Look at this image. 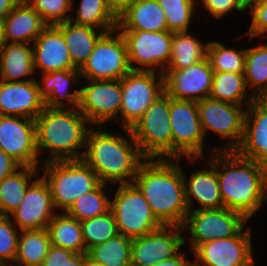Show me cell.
Masks as SVG:
<instances>
[{"instance_id": "cell-51", "label": "cell", "mask_w": 267, "mask_h": 266, "mask_svg": "<svg viewBox=\"0 0 267 266\" xmlns=\"http://www.w3.org/2000/svg\"><path fill=\"white\" fill-rule=\"evenodd\" d=\"M255 0H242V2L248 7Z\"/></svg>"}, {"instance_id": "cell-31", "label": "cell", "mask_w": 267, "mask_h": 266, "mask_svg": "<svg viewBox=\"0 0 267 266\" xmlns=\"http://www.w3.org/2000/svg\"><path fill=\"white\" fill-rule=\"evenodd\" d=\"M187 31L172 32L171 57L165 70H181L195 65L207 56V43Z\"/></svg>"}, {"instance_id": "cell-11", "label": "cell", "mask_w": 267, "mask_h": 266, "mask_svg": "<svg viewBox=\"0 0 267 266\" xmlns=\"http://www.w3.org/2000/svg\"><path fill=\"white\" fill-rule=\"evenodd\" d=\"M170 124L173 139V159L187 157L195 163L203 158L204 133L197 102L170 97Z\"/></svg>"}, {"instance_id": "cell-48", "label": "cell", "mask_w": 267, "mask_h": 266, "mask_svg": "<svg viewBox=\"0 0 267 266\" xmlns=\"http://www.w3.org/2000/svg\"><path fill=\"white\" fill-rule=\"evenodd\" d=\"M135 1L136 0H108L117 15Z\"/></svg>"}, {"instance_id": "cell-8", "label": "cell", "mask_w": 267, "mask_h": 266, "mask_svg": "<svg viewBox=\"0 0 267 266\" xmlns=\"http://www.w3.org/2000/svg\"><path fill=\"white\" fill-rule=\"evenodd\" d=\"M114 196L110 210L114 214L119 234L134 239L163 226L133 183L119 184Z\"/></svg>"}, {"instance_id": "cell-21", "label": "cell", "mask_w": 267, "mask_h": 266, "mask_svg": "<svg viewBox=\"0 0 267 266\" xmlns=\"http://www.w3.org/2000/svg\"><path fill=\"white\" fill-rule=\"evenodd\" d=\"M37 80L9 82L0 80V115L35 118L44 110Z\"/></svg>"}, {"instance_id": "cell-42", "label": "cell", "mask_w": 267, "mask_h": 266, "mask_svg": "<svg viewBox=\"0 0 267 266\" xmlns=\"http://www.w3.org/2000/svg\"><path fill=\"white\" fill-rule=\"evenodd\" d=\"M86 253H74L51 244L48 253L40 266H81Z\"/></svg>"}, {"instance_id": "cell-32", "label": "cell", "mask_w": 267, "mask_h": 266, "mask_svg": "<svg viewBox=\"0 0 267 266\" xmlns=\"http://www.w3.org/2000/svg\"><path fill=\"white\" fill-rule=\"evenodd\" d=\"M57 212L47 227L51 244L74 253H86L81 222L65 212Z\"/></svg>"}, {"instance_id": "cell-39", "label": "cell", "mask_w": 267, "mask_h": 266, "mask_svg": "<svg viewBox=\"0 0 267 266\" xmlns=\"http://www.w3.org/2000/svg\"><path fill=\"white\" fill-rule=\"evenodd\" d=\"M165 12L167 31H187L191 24L197 0H158Z\"/></svg>"}, {"instance_id": "cell-50", "label": "cell", "mask_w": 267, "mask_h": 266, "mask_svg": "<svg viewBox=\"0 0 267 266\" xmlns=\"http://www.w3.org/2000/svg\"><path fill=\"white\" fill-rule=\"evenodd\" d=\"M5 43L4 22L0 19V49Z\"/></svg>"}, {"instance_id": "cell-45", "label": "cell", "mask_w": 267, "mask_h": 266, "mask_svg": "<svg viewBox=\"0 0 267 266\" xmlns=\"http://www.w3.org/2000/svg\"><path fill=\"white\" fill-rule=\"evenodd\" d=\"M20 165L0 149V181L16 171Z\"/></svg>"}, {"instance_id": "cell-16", "label": "cell", "mask_w": 267, "mask_h": 266, "mask_svg": "<svg viewBox=\"0 0 267 266\" xmlns=\"http://www.w3.org/2000/svg\"><path fill=\"white\" fill-rule=\"evenodd\" d=\"M22 120V121H21ZM0 149L20 166L40 167L36 147L35 120L0 115Z\"/></svg>"}, {"instance_id": "cell-30", "label": "cell", "mask_w": 267, "mask_h": 266, "mask_svg": "<svg viewBox=\"0 0 267 266\" xmlns=\"http://www.w3.org/2000/svg\"><path fill=\"white\" fill-rule=\"evenodd\" d=\"M244 77L250 94L267 110L266 44L246 48Z\"/></svg>"}, {"instance_id": "cell-41", "label": "cell", "mask_w": 267, "mask_h": 266, "mask_svg": "<svg viewBox=\"0 0 267 266\" xmlns=\"http://www.w3.org/2000/svg\"><path fill=\"white\" fill-rule=\"evenodd\" d=\"M19 231L12 223L10 216L0 215V266L13 265L17 253Z\"/></svg>"}, {"instance_id": "cell-24", "label": "cell", "mask_w": 267, "mask_h": 266, "mask_svg": "<svg viewBox=\"0 0 267 266\" xmlns=\"http://www.w3.org/2000/svg\"><path fill=\"white\" fill-rule=\"evenodd\" d=\"M118 30H167L165 12L158 0H136L118 14Z\"/></svg>"}, {"instance_id": "cell-2", "label": "cell", "mask_w": 267, "mask_h": 266, "mask_svg": "<svg viewBox=\"0 0 267 266\" xmlns=\"http://www.w3.org/2000/svg\"><path fill=\"white\" fill-rule=\"evenodd\" d=\"M180 159L147 158L132 182L163 226L182 227L189 212Z\"/></svg>"}, {"instance_id": "cell-6", "label": "cell", "mask_w": 267, "mask_h": 266, "mask_svg": "<svg viewBox=\"0 0 267 266\" xmlns=\"http://www.w3.org/2000/svg\"><path fill=\"white\" fill-rule=\"evenodd\" d=\"M39 169L47 182L55 210L66 212L81 195L96 189L102 182L82 160L46 162Z\"/></svg>"}, {"instance_id": "cell-37", "label": "cell", "mask_w": 267, "mask_h": 266, "mask_svg": "<svg viewBox=\"0 0 267 266\" xmlns=\"http://www.w3.org/2000/svg\"><path fill=\"white\" fill-rule=\"evenodd\" d=\"M214 72L244 73L246 49L237 51L220 42H207V56Z\"/></svg>"}, {"instance_id": "cell-29", "label": "cell", "mask_w": 267, "mask_h": 266, "mask_svg": "<svg viewBox=\"0 0 267 266\" xmlns=\"http://www.w3.org/2000/svg\"><path fill=\"white\" fill-rule=\"evenodd\" d=\"M20 170V171H19ZM39 167L20 166L0 181V215L10 216L21 204L27 188L39 177Z\"/></svg>"}, {"instance_id": "cell-35", "label": "cell", "mask_w": 267, "mask_h": 266, "mask_svg": "<svg viewBox=\"0 0 267 266\" xmlns=\"http://www.w3.org/2000/svg\"><path fill=\"white\" fill-rule=\"evenodd\" d=\"M132 239L117 234L108 241L93 246L87 256L103 266H131Z\"/></svg>"}, {"instance_id": "cell-14", "label": "cell", "mask_w": 267, "mask_h": 266, "mask_svg": "<svg viewBox=\"0 0 267 266\" xmlns=\"http://www.w3.org/2000/svg\"><path fill=\"white\" fill-rule=\"evenodd\" d=\"M89 84L80 88L78 110L92 126L117 121L122 105V87L120 80H89Z\"/></svg>"}, {"instance_id": "cell-36", "label": "cell", "mask_w": 267, "mask_h": 266, "mask_svg": "<svg viewBox=\"0 0 267 266\" xmlns=\"http://www.w3.org/2000/svg\"><path fill=\"white\" fill-rule=\"evenodd\" d=\"M106 185L101 183L96 189L81 195L65 213L81 222L110 211L111 199L104 192Z\"/></svg>"}, {"instance_id": "cell-18", "label": "cell", "mask_w": 267, "mask_h": 266, "mask_svg": "<svg viewBox=\"0 0 267 266\" xmlns=\"http://www.w3.org/2000/svg\"><path fill=\"white\" fill-rule=\"evenodd\" d=\"M213 73L207 57L181 70H165L163 72L164 91L174 99L198 102L209 97Z\"/></svg>"}, {"instance_id": "cell-15", "label": "cell", "mask_w": 267, "mask_h": 266, "mask_svg": "<svg viewBox=\"0 0 267 266\" xmlns=\"http://www.w3.org/2000/svg\"><path fill=\"white\" fill-rule=\"evenodd\" d=\"M193 252V266H255L249 227L236 236L202 243Z\"/></svg>"}, {"instance_id": "cell-46", "label": "cell", "mask_w": 267, "mask_h": 266, "mask_svg": "<svg viewBox=\"0 0 267 266\" xmlns=\"http://www.w3.org/2000/svg\"><path fill=\"white\" fill-rule=\"evenodd\" d=\"M154 266H193L192 260H186L185 252H179L177 255L163 260Z\"/></svg>"}, {"instance_id": "cell-26", "label": "cell", "mask_w": 267, "mask_h": 266, "mask_svg": "<svg viewBox=\"0 0 267 266\" xmlns=\"http://www.w3.org/2000/svg\"><path fill=\"white\" fill-rule=\"evenodd\" d=\"M29 75H35L32 44L5 43L0 49V80L9 82L37 80L36 77L22 79Z\"/></svg>"}, {"instance_id": "cell-13", "label": "cell", "mask_w": 267, "mask_h": 266, "mask_svg": "<svg viewBox=\"0 0 267 266\" xmlns=\"http://www.w3.org/2000/svg\"><path fill=\"white\" fill-rule=\"evenodd\" d=\"M119 31L127 45L128 62L131 70L155 72L160 67L159 73L163 74L171 57V31Z\"/></svg>"}, {"instance_id": "cell-33", "label": "cell", "mask_w": 267, "mask_h": 266, "mask_svg": "<svg viewBox=\"0 0 267 266\" xmlns=\"http://www.w3.org/2000/svg\"><path fill=\"white\" fill-rule=\"evenodd\" d=\"M50 246L47 228L20 231L17 253L12 266H40Z\"/></svg>"}, {"instance_id": "cell-20", "label": "cell", "mask_w": 267, "mask_h": 266, "mask_svg": "<svg viewBox=\"0 0 267 266\" xmlns=\"http://www.w3.org/2000/svg\"><path fill=\"white\" fill-rule=\"evenodd\" d=\"M32 48L37 73L76 69L63 34L55 25H47L32 43Z\"/></svg>"}, {"instance_id": "cell-5", "label": "cell", "mask_w": 267, "mask_h": 266, "mask_svg": "<svg viewBox=\"0 0 267 266\" xmlns=\"http://www.w3.org/2000/svg\"><path fill=\"white\" fill-rule=\"evenodd\" d=\"M88 124L78 108L45 107L35 118L38 155L44 149L49 152L48 158L40 160V163L82 159L90 129Z\"/></svg>"}, {"instance_id": "cell-44", "label": "cell", "mask_w": 267, "mask_h": 266, "mask_svg": "<svg viewBox=\"0 0 267 266\" xmlns=\"http://www.w3.org/2000/svg\"><path fill=\"white\" fill-rule=\"evenodd\" d=\"M197 2H201V5L203 3L207 12L217 19L222 18L233 10L243 12L247 9L242 0H201Z\"/></svg>"}, {"instance_id": "cell-43", "label": "cell", "mask_w": 267, "mask_h": 266, "mask_svg": "<svg viewBox=\"0 0 267 266\" xmlns=\"http://www.w3.org/2000/svg\"><path fill=\"white\" fill-rule=\"evenodd\" d=\"M247 8L252 21L246 34L250 39L263 37L267 33V0H255Z\"/></svg>"}, {"instance_id": "cell-34", "label": "cell", "mask_w": 267, "mask_h": 266, "mask_svg": "<svg viewBox=\"0 0 267 266\" xmlns=\"http://www.w3.org/2000/svg\"><path fill=\"white\" fill-rule=\"evenodd\" d=\"M80 5L75 11V20L69 21L75 25L89 26L101 30L117 29L118 15L112 9L108 0H80Z\"/></svg>"}, {"instance_id": "cell-38", "label": "cell", "mask_w": 267, "mask_h": 266, "mask_svg": "<svg viewBox=\"0 0 267 266\" xmlns=\"http://www.w3.org/2000/svg\"><path fill=\"white\" fill-rule=\"evenodd\" d=\"M81 228L86 253L91 247L102 244L119 234L111 210L101 216L81 221Z\"/></svg>"}, {"instance_id": "cell-1", "label": "cell", "mask_w": 267, "mask_h": 266, "mask_svg": "<svg viewBox=\"0 0 267 266\" xmlns=\"http://www.w3.org/2000/svg\"><path fill=\"white\" fill-rule=\"evenodd\" d=\"M210 154L223 206L251 218L267 201V137L252 149Z\"/></svg>"}, {"instance_id": "cell-47", "label": "cell", "mask_w": 267, "mask_h": 266, "mask_svg": "<svg viewBox=\"0 0 267 266\" xmlns=\"http://www.w3.org/2000/svg\"><path fill=\"white\" fill-rule=\"evenodd\" d=\"M21 0H0V19L3 20Z\"/></svg>"}, {"instance_id": "cell-49", "label": "cell", "mask_w": 267, "mask_h": 266, "mask_svg": "<svg viewBox=\"0 0 267 266\" xmlns=\"http://www.w3.org/2000/svg\"><path fill=\"white\" fill-rule=\"evenodd\" d=\"M81 266H103L95 261H93L91 258H89L87 255L84 257Z\"/></svg>"}, {"instance_id": "cell-9", "label": "cell", "mask_w": 267, "mask_h": 266, "mask_svg": "<svg viewBox=\"0 0 267 266\" xmlns=\"http://www.w3.org/2000/svg\"><path fill=\"white\" fill-rule=\"evenodd\" d=\"M157 76V77H156ZM158 78V80H157ZM122 105L120 123L122 129H130L164 91V76L156 71L131 70L121 79Z\"/></svg>"}, {"instance_id": "cell-25", "label": "cell", "mask_w": 267, "mask_h": 266, "mask_svg": "<svg viewBox=\"0 0 267 266\" xmlns=\"http://www.w3.org/2000/svg\"><path fill=\"white\" fill-rule=\"evenodd\" d=\"M3 22L6 43L32 44L47 26L25 0H21Z\"/></svg>"}, {"instance_id": "cell-22", "label": "cell", "mask_w": 267, "mask_h": 266, "mask_svg": "<svg viewBox=\"0 0 267 266\" xmlns=\"http://www.w3.org/2000/svg\"><path fill=\"white\" fill-rule=\"evenodd\" d=\"M42 76V84L37 80V85L45 107L78 108L80 89L68 91L72 82H77V80L81 79L78 68L44 73Z\"/></svg>"}, {"instance_id": "cell-17", "label": "cell", "mask_w": 267, "mask_h": 266, "mask_svg": "<svg viewBox=\"0 0 267 266\" xmlns=\"http://www.w3.org/2000/svg\"><path fill=\"white\" fill-rule=\"evenodd\" d=\"M180 226H162L159 229L132 239L131 266H154L179 253L186 240Z\"/></svg>"}, {"instance_id": "cell-10", "label": "cell", "mask_w": 267, "mask_h": 266, "mask_svg": "<svg viewBox=\"0 0 267 266\" xmlns=\"http://www.w3.org/2000/svg\"><path fill=\"white\" fill-rule=\"evenodd\" d=\"M79 71L84 80H120L131 71L127 45L118 29L99 39Z\"/></svg>"}, {"instance_id": "cell-12", "label": "cell", "mask_w": 267, "mask_h": 266, "mask_svg": "<svg viewBox=\"0 0 267 266\" xmlns=\"http://www.w3.org/2000/svg\"><path fill=\"white\" fill-rule=\"evenodd\" d=\"M246 221L248 219L243 214L225 207L190 209L182 228H188L189 241L194 250L202 243L236 236L244 228Z\"/></svg>"}, {"instance_id": "cell-7", "label": "cell", "mask_w": 267, "mask_h": 266, "mask_svg": "<svg viewBox=\"0 0 267 266\" xmlns=\"http://www.w3.org/2000/svg\"><path fill=\"white\" fill-rule=\"evenodd\" d=\"M130 130L146 158L173 159L170 97L166 93L145 110Z\"/></svg>"}, {"instance_id": "cell-40", "label": "cell", "mask_w": 267, "mask_h": 266, "mask_svg": "<svg viewBox=\"0 0 267 266\" xmlns=\"http://www.w3.org/2000/svg\"><path fill=\"white\" fill-rule=\"evenodd\" d=\"M47 25L69 21L74 0H25ZM67 12H69L67 14Z\"/></svg>"}, {"instance_id": "cell-23", "label": "cell", "mask_w": 267, "mask_h": 266, "mask_svg": "<svg viewBox=\"0 0 267 266\" xmlns=\"http://www.w3.org/2000/svg\"><path fill=\"white\" fill-rule=\"evenodd\" d=\"M205 160L210 170L201 169L194 171L190 173L189 180L186 179L187 177L183 172L185 199L189 210L195 200L201 205L199 208L195 209L224 208L220 196L216 169L207 159Z\"/></svg>"}, {"instance_id": "cell-4", "label": "cell", "mask_w": 267, "mask_h": 266, "mask_svg": "<svg viewBox=\"0 0 267 266\" xmlns=\"http://www.w3.org/2000/svg\"><path fill=\"white\" fill-rule=\"evenodd\" d=\"M122 135L90 128L86 135L82 160L102 183H132L140 165L147 159L140 151L130 129Z\"/></svg>"}, {"instance_id": "cell-19", "label": "cell", "mask_w": 267, "mask_h": 266, "mask_svg": "<svg viewBox=\"0 0 267 266\" xmlns=\"http://www.w3.org/2000/svg\"><path fill=\"white\" fill-rule=\"evenodd\" d=\"M53 209L55 207L50 188L40 176L27 188L21 204L11 216L20 231L45 229L57 214Z\"/></svg>"}, {"instance_id": "cell-28", "label": "cell", "mask_w": 267, "mask_h": 266, "mask_svg": "<svg viewBox=\"0 0 267 266\" xmlns=\"http://www.w3.org/2000/svg\"><path fill=\"white\" fill-rule=\"evenodd\" d=\"M63 34L73 65L80 69L87 61L99 39L107 32L89 26L75 25L71 21L55 25Z\"/></svg>"}, {"instance_id": "cell-27", "label": "cell", "mask_w": 267, "mask_h": 266, "mask_svg": "<svg viewBox=\"0 0 267 266\" xmlns=\"http://www.w3.org/2000/svg\"><path fill=\"white\" fill-rule=\"evenodd\" d=\"M244 73L214 72L209 97L245 106L246 110H266L250 93Z\"/></svg>"}, {"instance_id": "cell-3", "label": "cell", "mask_w": 267, "mask_h": 266, "mask_svg": "<svg viewBox=\"0 0 267 266\" xmlns=\"http://www.w3.org/2000/svg\"><path fill=\"white\" fill-rule=\"evenodd\" d=\"M242 107L211 97L197 102L204 136L210 130L228 141L223 147H212L213 151L252 149L267 137V110H244Z\"/></svg>"}]
</instances>
